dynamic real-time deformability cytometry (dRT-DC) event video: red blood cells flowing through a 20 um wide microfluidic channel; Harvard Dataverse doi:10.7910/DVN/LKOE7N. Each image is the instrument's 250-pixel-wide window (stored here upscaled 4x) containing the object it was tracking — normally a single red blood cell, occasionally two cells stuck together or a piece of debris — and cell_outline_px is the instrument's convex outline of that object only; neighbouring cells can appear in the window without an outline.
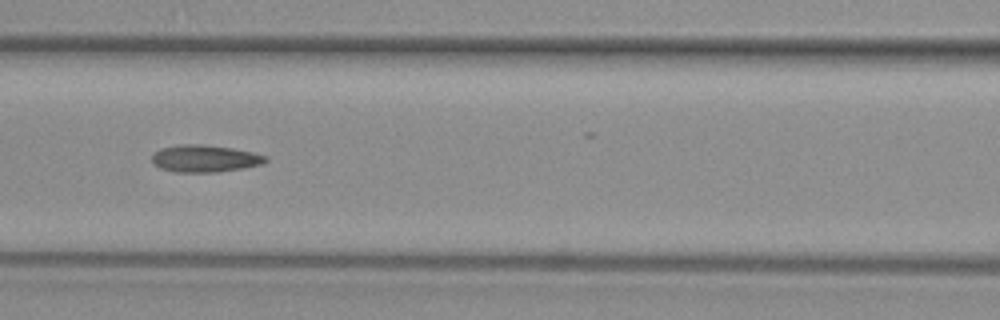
{"species": "common noctule bat (a hibernating species)", "species_latin": "Nyctalus noctula", "temperature_condition": "warm", "stored_images_in_passage": 30, "camera_frame_rate_fps": 3000, "um_per_image_px": 0.085, "animal": {"sex": "female", "body_mass_g": 29.2, "forearm_length_mm": 56.3}, "frame": {"image": 1, "passage_image": 9, "time_ms": 2.667, "image_size_px": [1000, 320], "cell_outline_px": [[268, 160], [264, 164], [244, 168], [216, 172], [172, 172], [160, 168], [152, 164], [152, 152], [160, 148], [180, 144], [204, 144], [232, 148], [252, 152], [268, 156]], "centroid_in_image_um": [17.39, 13.47], "position_along_channel_um": 149.2, "area_um2": 18.32}}
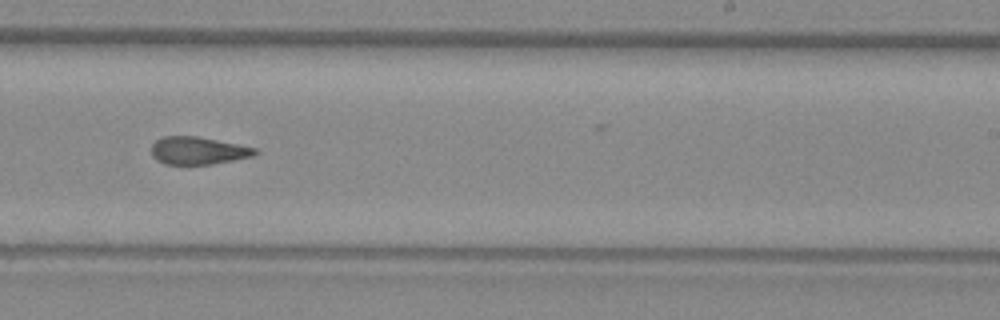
{"frame": {"image": 2, "passage_image": 18, "time_ms": 5.667, "image_size_px": [1000, 320], "cell_outline_px": [[256, 152], [252, 156], [212, 164], [164, 164], [156, 160], [152, 156], [152, 144], [156, 140], [164, 136], [196, 136], [256, 148]], "centroid_in_image_um": [16.77, 12.8], "position_along_channel_um": 272.2, "area_um2": 16.42}}